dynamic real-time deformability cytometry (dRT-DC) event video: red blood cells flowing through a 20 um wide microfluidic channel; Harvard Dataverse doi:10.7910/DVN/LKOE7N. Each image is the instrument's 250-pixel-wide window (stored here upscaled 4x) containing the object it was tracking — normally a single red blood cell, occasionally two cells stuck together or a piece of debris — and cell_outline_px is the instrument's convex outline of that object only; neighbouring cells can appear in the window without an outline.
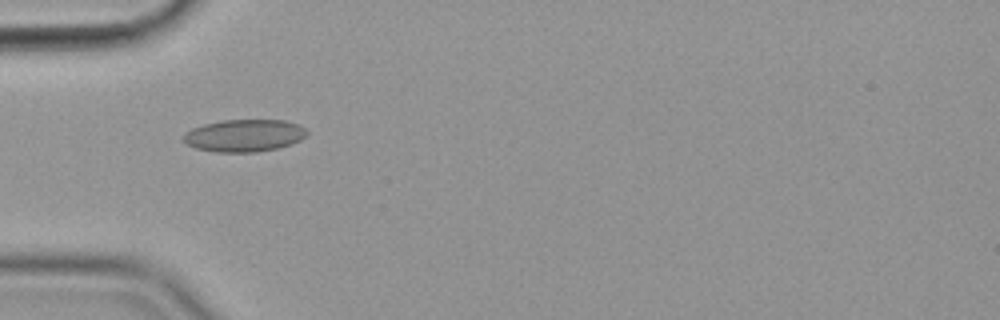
{"species": "common noctule bat (a hibernating species)", "species_latin": "Nyctalus noctula", "temperature_condition": "cold", "stored_images_in_passage": 56, "camera_frame_rate_fps": 3000, "um_per_image_px": 0.085, "animal": {"sex": "female", "body_mass_g": 19.9}, "frame": {"image": 1, "passage_image": 18, "time_ms": 5.667, "image_size_px": [1000, 320], "cell_outline_px": [[308, 132], [300, 140], [292, 144], [276, 148], [256, 152], [216, 152], [196, 148], [180, 140], [180, 136], [184, 132], [192, 128], [204, 124], [220, 120], [284, 120], [300, 124]], "centroid_in_image_um": [20.72, 11.51], "position_along_channel_um": 64.3, "area_um2": 23.47}}
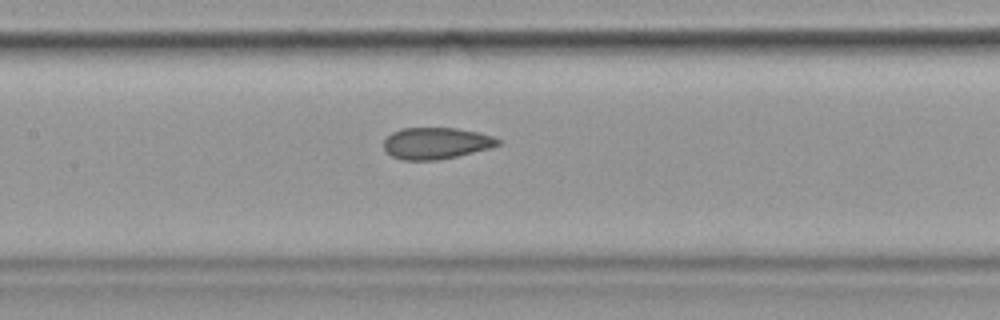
{"frame": {"image": 2, "passage_image": 27, "time_ms": 8.667, "image_size_px": [1000, 320], "cell_outline_px": [[504, 140], [500, 144], [488, 148], [456, 156], [436, 160], [400, 160], [392, 156], [384, 148], [384, 140], [392, 132], [400, 128], [456, 128], [480, 132]], "centroid_in_image_um": [37.07, 12.16], "position_along_channel_um": 170.3, "area_um2": 20.98}}
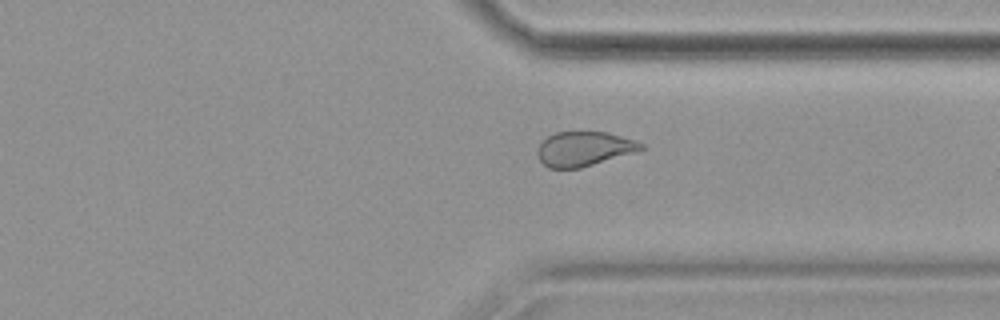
{"frame": {"image": 3, "passage_image": 43, "time_ms": 14.0, "image_size_px": [1000, 320], "cell_outline_px": [[648, 148], [636, 152], [580, 168], [548, 168], [540, 160], [536, 152], [540, 144], [548, 136], [556, 132], [608, 132], [636, 140], [644, 144]], "centroid_in_image_um": [49.69, 12.65], "position_along_channel_um": 361.7, "area_um2": 20.92}, "authors_computed_cell_mechanics": {"area_um2": 23.12, "velocity_mm_per_s": 3.5877, "shape_relaxation_time_tau1_ms": null, "shape_relaxation_time_tau2_ms": 1.2881, "deformation_change_tau1": null, "deformation_change_tau2": 0.0793}}